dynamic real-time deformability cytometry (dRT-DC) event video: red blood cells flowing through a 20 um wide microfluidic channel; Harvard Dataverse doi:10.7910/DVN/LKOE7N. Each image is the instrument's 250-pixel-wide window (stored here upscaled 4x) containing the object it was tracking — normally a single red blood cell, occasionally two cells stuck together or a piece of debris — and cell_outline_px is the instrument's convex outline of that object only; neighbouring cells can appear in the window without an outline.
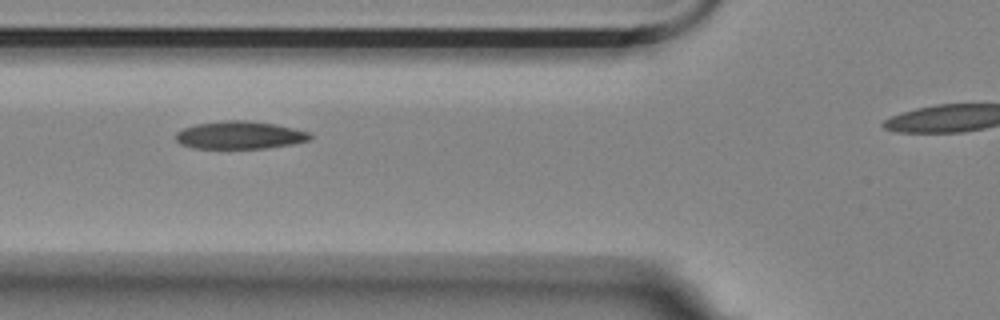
{"species": "Egyptian fruit bat (a non-hibernating species)", "species_latin": "Rousettus aegyptiacus", "temperature_condition": "room temperature", "stored_images_in_passage": 10, "camera_frame_rate_fps": 3000, "um_per_image_px": 0.085, "animal": {"sex": "female"}, "frame": {"image": 1, "passage_image": 4, "time_ms": 1.0, "image_size_px": [1000, 320], "cell_outline_px": [[312, 140], [292, 144], [268, 148], [192, 148], [180, 144], [176, 140], [176, 132], [184, 128], [196, 124], [224, 120], [248, 120], [276, 124], [308, 132], [312, 136]], "centroid_in_image_um": [20.38, 11.48], "position_along_channel_um": 105.4, "area_um2": 21.79}}